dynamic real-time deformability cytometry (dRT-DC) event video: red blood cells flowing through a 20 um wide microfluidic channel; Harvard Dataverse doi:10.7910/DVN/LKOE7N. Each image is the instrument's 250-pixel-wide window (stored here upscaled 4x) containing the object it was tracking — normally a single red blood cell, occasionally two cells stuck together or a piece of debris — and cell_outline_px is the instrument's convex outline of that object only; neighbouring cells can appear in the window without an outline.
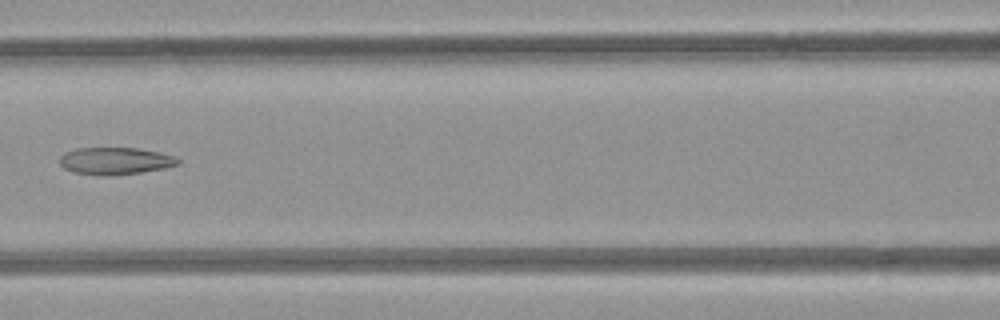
{"species": "common noctule bat (a hibernating species)", "species_latin": "Nyctalus noctula", "temperature_condition": "room temperature", "stored_images_in_passage": 5, "camera_frame_rate_fps": 3000, "um_per_image_px": 0.085, "animal": {"sex": "female", "body_mass_g": 21.9}, "frame": {"image": 1, "passage_image": 5, "time_ms": 4.333, "image_size_px": [1000, 320], "cell_outline_px": [[180, 164], [164, 168], [140, 172], [76, 172], [64, 168], [60, 164], [60, 156], [64, 152], [76, 148], [136, 148], [160, 152], [172, 156], [180, 160]], "centroid_in_image_um": [9.82, 13.61], "position_along_channel_um": 156.8, "area_um2": 17.63}}